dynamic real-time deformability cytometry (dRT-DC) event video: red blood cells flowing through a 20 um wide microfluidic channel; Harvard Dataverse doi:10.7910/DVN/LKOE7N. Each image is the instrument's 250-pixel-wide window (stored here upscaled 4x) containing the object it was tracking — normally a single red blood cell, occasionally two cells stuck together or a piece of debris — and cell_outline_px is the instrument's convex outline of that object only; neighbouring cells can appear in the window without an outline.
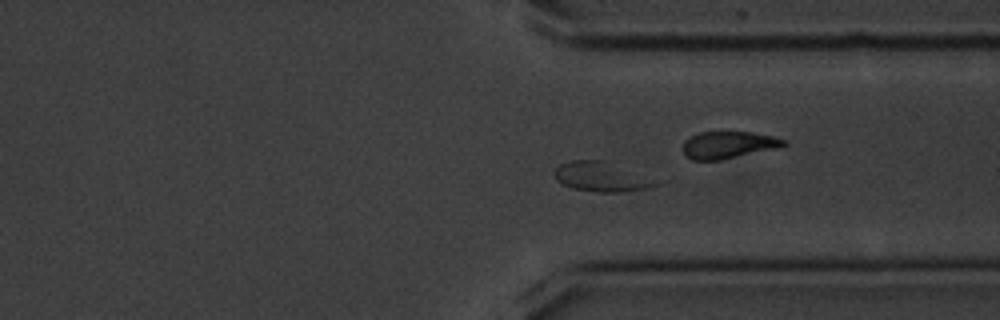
{"species": "common noctule bat (a hibernating species)", "species_latin": "Nyctalus noctula", "temperature_condition": "cold", "stored_images_in_passage": 58, "camera_frame_rate_fps": 3000, "um_per_image_px": 0.085, "animal": {"sex": "male", "body_mass_g": 20.1, "forearm_length_mm": 53.5}, "frame": {"image": 1, "passage_image": 44, "time_ms": 14.333, "image_size_px": [1000, 320], "cell_outline_px": [[660, 184], [648, 188], [620, 192], [600, 192], [572, 188], [556, 180], [556, 168], [560, 164], [572, 160], [604, 160], [660, 180]], "centroid_in_image_um": [51.18, 15.02], "position_along_channel_um": 360.2, "area_um2": 17.4}}
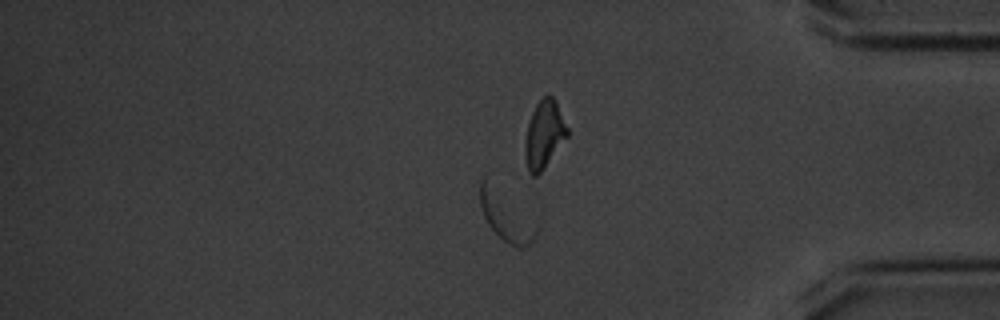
{"frame": {"image": 2, "passage_image": 49, "time_ms": 16.0, "image_size_px": [1000, 320], "cell_outline_px": [[536, 236], [528, 244], [520, 248], [516, 248], [508, 244], [488, 224], [484, 216], [480, 204], [480, 180], [484, 172], [536, 228]], "centroid_in_image_um": [42.9, 18.31], "position_along_channel_um": 392.3, "area_um2": 15.49}, "authors_computed_cell_mechanics": {"area_um2": 18.9295, "velocity_mm_per_s": 3.4373, "shape_relaxation_time_tau1_ms": 2.4135, "shape_relaxation_time_tau2_ms": 2.0234, "deformation_change_tau1": 0.1377, "deformation_change_tau2": 0.0538}}